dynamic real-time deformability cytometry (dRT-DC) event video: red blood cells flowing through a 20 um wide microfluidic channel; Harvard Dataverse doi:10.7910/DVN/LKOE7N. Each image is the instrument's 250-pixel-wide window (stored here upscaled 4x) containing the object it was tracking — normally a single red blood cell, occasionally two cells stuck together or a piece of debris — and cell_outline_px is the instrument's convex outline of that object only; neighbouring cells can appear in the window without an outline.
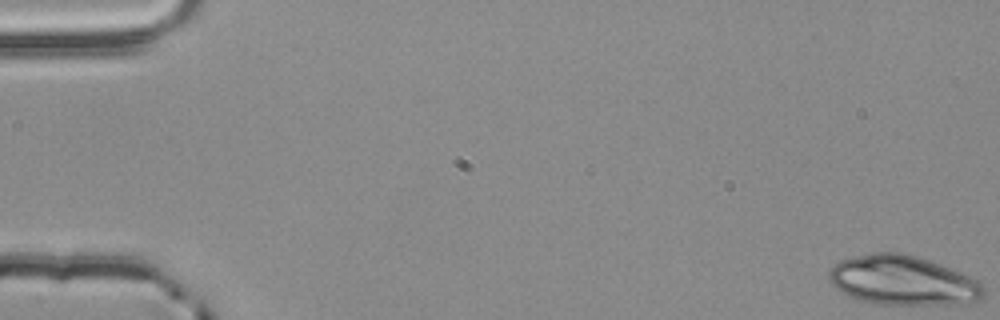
{"species": "common noctule bat (a hibernating species)", "species_latin": "Nyctalus noctula", "temperature_condition": "room temperature", "stored_images_in_passage": 4, "camera_frame_rate_fps": 3000, "um_per_image_px": 0.085, "animal": {"sex": "male", "body_mass_g": 20.4}, "frame": {"image": 1, "passage_image": 1, "time_ms": 0.0, "image_size_px": [1000, 320], "cell_outline_px": [[984, 296], [980, 300], [968, 304], [876, 304], [860, 300], [848, 296], [840, 292], [832, 284], [828, 276], [828, 272], [840, 260], [852, 256], [872, 252], [900, 252], [916, 256], [940, 264], [972, 276], [984, 288]], "centroid_in_image_um": [76.75, 23.84], "position_along_channel_um": 8.3, "area_um2": 44.91}}